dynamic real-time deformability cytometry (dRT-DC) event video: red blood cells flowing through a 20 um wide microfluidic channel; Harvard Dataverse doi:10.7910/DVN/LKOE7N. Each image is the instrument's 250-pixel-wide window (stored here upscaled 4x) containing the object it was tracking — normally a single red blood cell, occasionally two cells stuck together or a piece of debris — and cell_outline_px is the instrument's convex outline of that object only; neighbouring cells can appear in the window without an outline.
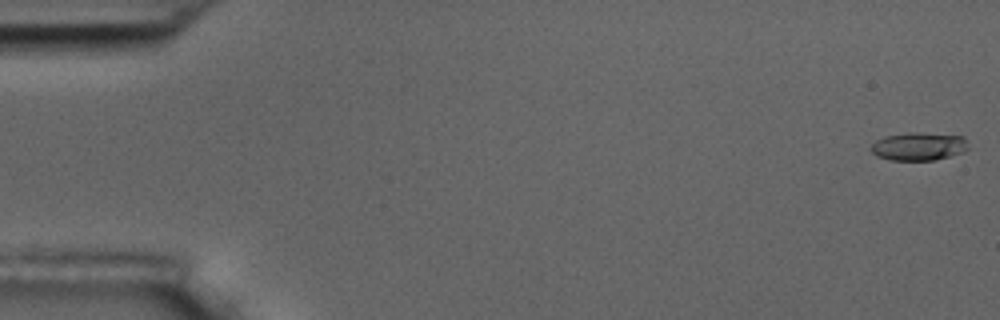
{"species": "common noctule bat (a hibernating species)", "species_latin": "Nyctalus noctula", "temperature_condition": "room temperature", "stored_images_in_passage": 6, "camera_frame_rate_fps": 3000, "um_per_image_px": 0.085, "animal": {"sex": "male", "body_mass_g": 17.5, "forearm_length_mm": 52.3}, "frame": {"image": 1, "passage_image": 1, "time_ms": 0.0, "image_size_px": [1000, 320], "cell_outline_px": [[968, 148], [964, 152], [932, 160], [888, 160], [876, 156], [868, 148], [876, 140], [888, 136], [912, 132], [916, 132], [964, 136]], "centroid_in_image_um": [78.06, 12.45], "position_along_channel_um": 6.9, "area_um2": 15.84}}
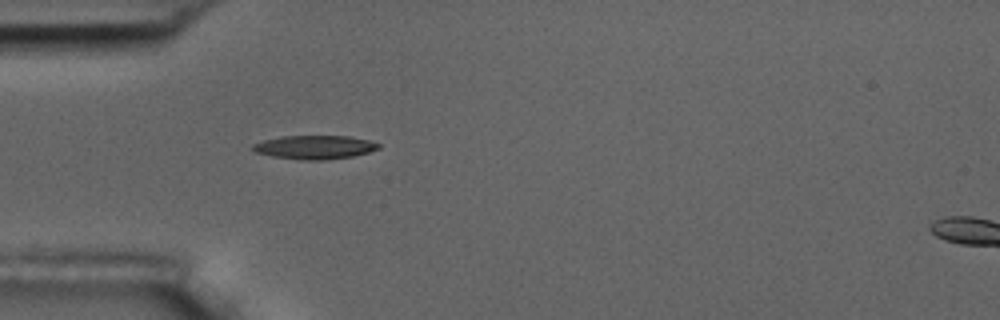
{"frame": {"image": 2, "passage_image": 5, "time_ms": 5.333, "image_size_px": [1000, 320], "cell_outline_px": [[380, 148], [368, 152], [352, 156], [324, 160], [300, 160], [272, 156], [252, 152], [248, 148], [252, 144], [264, 140], [280, 136], [348, 136], [368, 140], [380, 144]], "centroid_in_image_um": [26.66, 12.51], "position_along_channel_um": 58.3, "area_um2": 17.51}}